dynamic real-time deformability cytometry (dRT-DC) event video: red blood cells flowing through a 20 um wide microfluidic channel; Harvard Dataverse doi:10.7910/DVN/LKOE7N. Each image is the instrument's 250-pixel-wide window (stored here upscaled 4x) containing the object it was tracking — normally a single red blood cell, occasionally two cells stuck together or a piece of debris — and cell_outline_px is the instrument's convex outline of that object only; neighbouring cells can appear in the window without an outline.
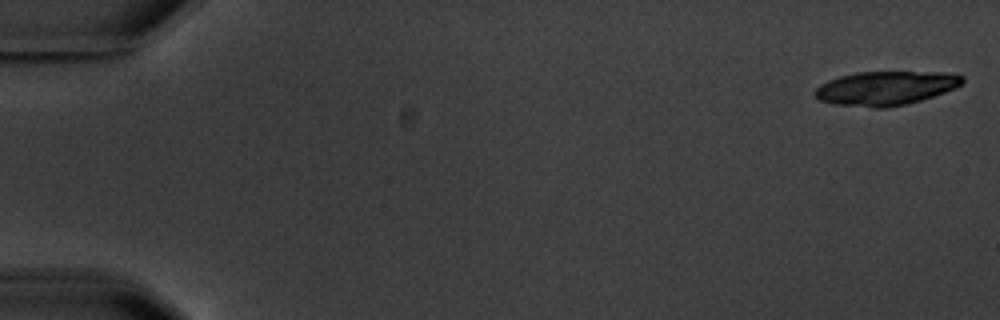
{"species": "common noctule bat (a hibernating species)", "species_latin": "Nyctalus noctula", "temperature_condition": "warm", "stored_images_in_passage": 6, "camera_frame_rate_fps": 3000, "um_per_image_px": 0.085, "animal": {"sex": "male", "body_mass_g": 20.1, "forearm_length_mm": 53.5}, "frame": {"image": 1, "passage_image": 1, "time_ms": 0.0, "image_size_px": [1000, 320], "cell_outline_px": [[964, 80], [960, 84], [944, 92], [908, 104], [888, 108], [872, 108], [832, 104], [820, 100], [812, 92], [820, 84], [828, 80], [840, 76], [856, 72], [944, 72], [964, 76]], "centroid_in_image_um": [75.23, 7.5], "position_along_channel_um": 9.8, "area_um2": 29.25}}